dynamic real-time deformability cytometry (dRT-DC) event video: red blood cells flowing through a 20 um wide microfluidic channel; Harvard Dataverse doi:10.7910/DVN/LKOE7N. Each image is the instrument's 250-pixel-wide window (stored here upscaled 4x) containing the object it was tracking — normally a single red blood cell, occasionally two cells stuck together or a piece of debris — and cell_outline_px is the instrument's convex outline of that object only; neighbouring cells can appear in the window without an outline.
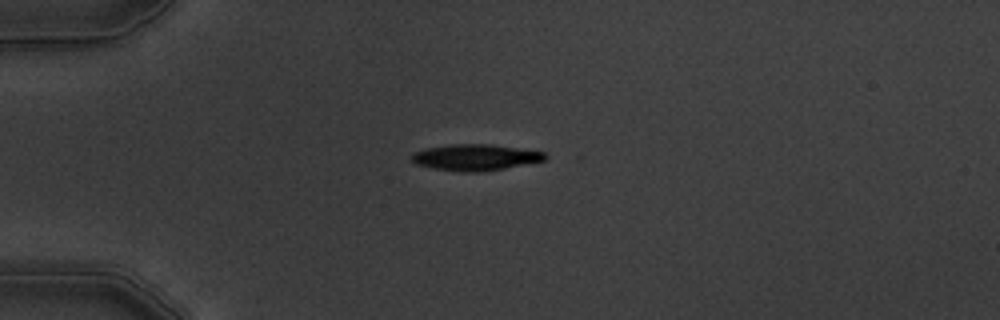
{"species": "common noctule bat (a hibernating species)", "species_latin": "Nyctalus noctula", "temperature_condition": "warm", "stored_images_in_passage": 4, "camera_frame_rate_fps": 3000, "um_per_image_px": 0.085, "animal": {"sex": "male", "body_mass_g": 19.5, "forearm_length_mm": 54.6}, "frame": {"image": 1, "passage_image": 3, "time_ms": 2.333, "image_size_px": [1000, 320], "cell_outline_px": [[548, 156], [544, 160], [504, 168], [480, 172], [460, 172], [432, 168], [416, 164], [412, 160], [412, 156], [416, 152], [428, 148], [452, 144], [492, 144], [544, 152]], "centroid_in_image_um": [40.41, 13.38], "position_along_channel_um": 44.6, "area_um2": 20.11}}